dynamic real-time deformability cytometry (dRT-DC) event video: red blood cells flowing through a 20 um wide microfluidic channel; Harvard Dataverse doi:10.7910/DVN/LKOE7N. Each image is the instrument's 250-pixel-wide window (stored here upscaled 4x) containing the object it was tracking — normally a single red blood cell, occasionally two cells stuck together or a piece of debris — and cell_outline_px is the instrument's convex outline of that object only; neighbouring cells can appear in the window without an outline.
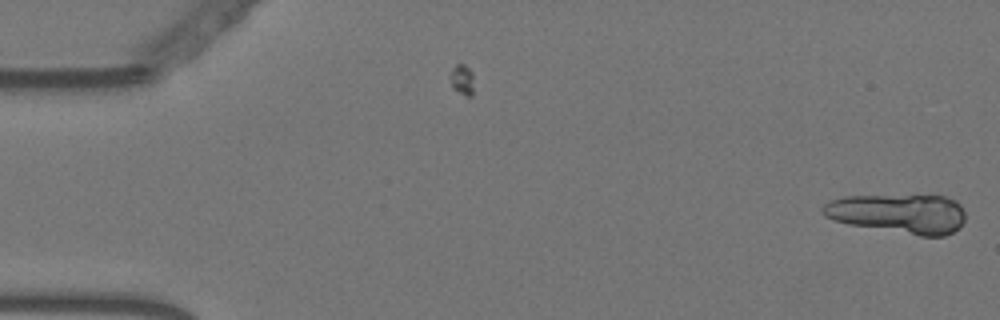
{"species": "Egyptian fruit bat (a non-hibernating species)", "species_latin": "Rousettus aegyptiacus", "temperature_condition": "warm", "stored_images_in_passage": 3, "camera_frame_rate_fps": 3000, "um_per_image_px": 0.085, "animal": {"sex": "female"}, "frame": {"image": 1, "passage_image": 3, "time_ms": 0.667, "image_size_px": [1000, 320], "cell_outline_px": [[964, 220], [960, 228], [944, 236], [920, 236], [848, 224], [832, 220], [824, 216], [820, 208], [828, 200], [844, 196], [944, 196], [956, 200], [960, 204], [964, 212]], "centroid_in_image_um": [76.36, 18.16], "position_along_channel_um": 8.6, "area_um2": 32.95}}